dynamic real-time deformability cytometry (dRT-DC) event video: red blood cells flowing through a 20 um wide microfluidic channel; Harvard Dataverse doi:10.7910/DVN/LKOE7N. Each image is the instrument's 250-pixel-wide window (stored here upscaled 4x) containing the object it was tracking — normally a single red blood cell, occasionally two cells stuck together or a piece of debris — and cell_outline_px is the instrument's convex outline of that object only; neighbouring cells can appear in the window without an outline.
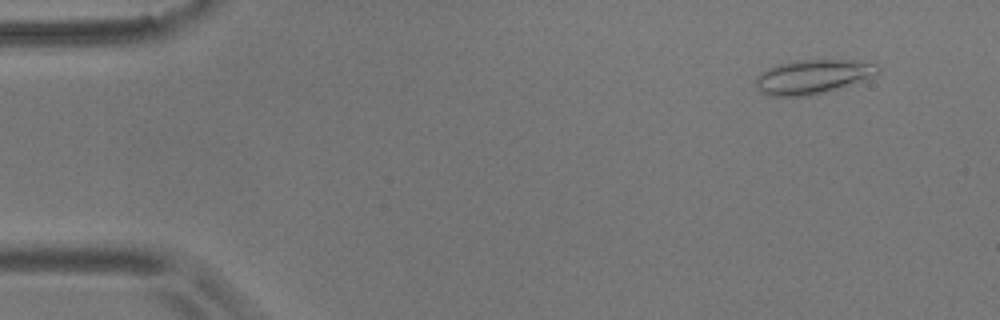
{"species": "common noctule bat (a hibernating species)", "species_latin": "Nyctalus noctula", "temperature_condition": "room temperature", "stored_images_in_passage": 55, "camera_frame_rate_fps": 3000, "um_per_image_px": 0.085, "animal": {"sex": "male", "body_mass_g": 17.9}, "frame": {"image": 1, "passage_image": 5, "time_ms": 1.333, "image_size_px": [1000, 320], "cell_outline_px": [[880, 72], [860, 80], [824, 92], [804, 96], [768, 96], [756, 88], [756, 76], [760, 72], [776, 64], [792, 60], [852, 60], [876, 64], [880, 68]], "centroid_in_image_um": [69.0, 6.5], "position_along_channel_um": 16.0, "area_um2": 24.04}}
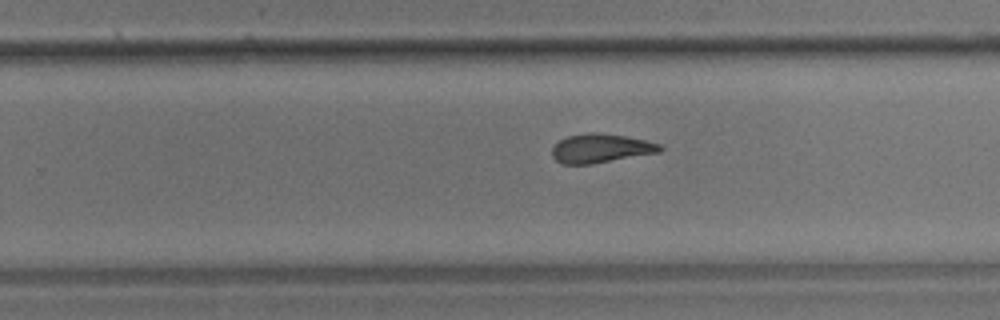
{"frame": {"image": 2, "passage_image": 35, "time_ms": 11.333, "image_size_px": [1000, 320], "cell_outline_px": [[664, 148], [660, 152], [592, 164], [564, 164], [556, 160], [552, 156], [552, 148], [560, 140], [568, 136], [592, 132], [596, 132], [624, 136], [644, 140], [660, 144]], "centroid_in_image_um": [51.07, 12.61], "position_along_channel_um": 278.7, "area_um2": 18.03}}
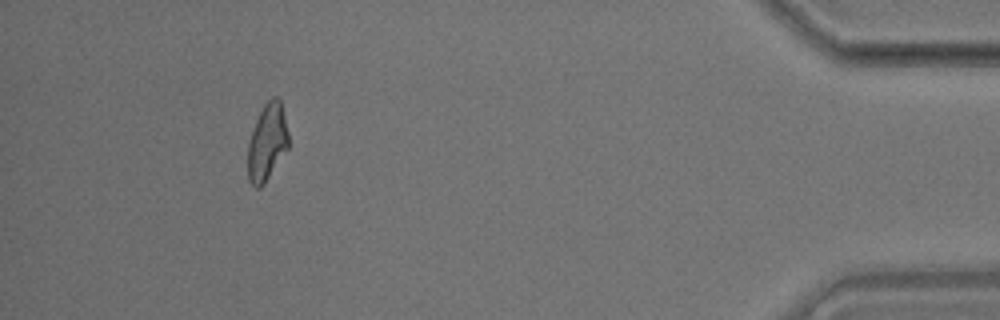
{"frame": {"image": 3, "passage_image": 51, "time_ms": 16.667, "image_size_px": [1000, 320], "cell_outline_px": [[288, 148], [264, 184], [260, 188], [256, 188], [248, 180], [248, 144], [256, 120], [264, 104], [272, 96], [276, 96], [280, 100], [288, 132]], "centroid_in_image_um": [22.7, 12.1], "position_along_channel_um": 412.5, "area_um2": 18.03}, "authors_computed_cell_mechanics": {"area_um2": 18.9584, "velocity_mm_per_s": 3.6376, "shape_relaxation_time_tau1_ms": 7.3126, "shape_relaxation_time_tau2_ms": 1.8629, "deformation_change_tau1": 0.1864, "deformation_change_tau2": 0.094}}